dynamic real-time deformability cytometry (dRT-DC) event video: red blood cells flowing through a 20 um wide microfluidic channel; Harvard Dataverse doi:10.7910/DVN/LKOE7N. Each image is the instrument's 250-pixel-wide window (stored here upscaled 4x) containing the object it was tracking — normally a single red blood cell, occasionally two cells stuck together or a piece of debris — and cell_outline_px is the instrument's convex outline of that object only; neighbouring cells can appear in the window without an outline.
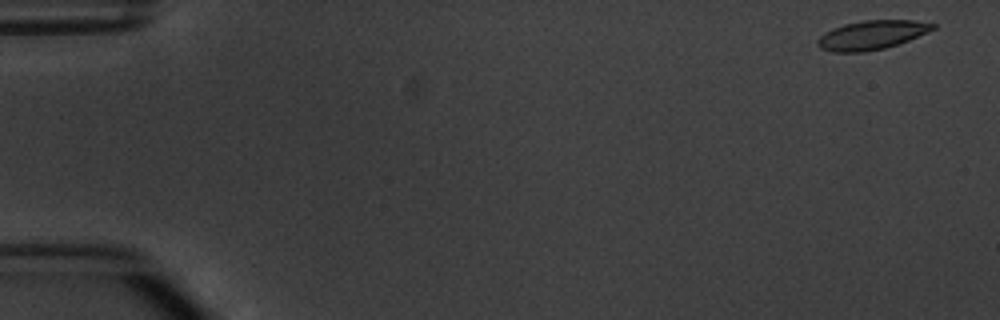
{"species": "common noctule bat (a hibernating species)", "species_latin": "Nyctalus noctula", "temperature_condition": "warm", "stored_images_in_passage": 4, "camera_frame_rate_fps": 3000, "um_per_image_px": 0.085, "animal": {"sex": "male", "body_mass_g": 20.1, "forearm_length_mm": 53.5}, "frame": {"image": 1, "passage_image": 1, "time_ms": 0.0, "image_size_px": [1000, 320], "cell_outline_px": [[936, 28], [928, 32], [908, 40], [884, 48], [864, 52], [832, 52], [820, 48], [816, 44], [816, 40], [824, 32], [832, 28], [844, 24], [864, 20], [912, 20], [936, 24]], "centroid_in_image_um": [74.06, 2.97], "position_along_channel_um": 10.9, "area_um2": 19.48}}
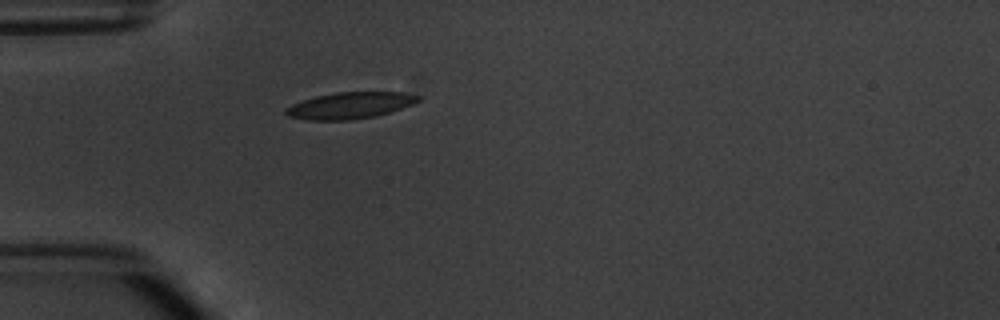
{"frame": {"image": 2, "passage_image": 4, "time_ms": 4.667, "image_size_px": [1000, 320], "cell_outline_px": [[420, 100], [412, 104], [376, 116], [352, 120], [308, 120], [288, 116], [284, 112], [284, 108], [292, 104], [316, 96], [336, 92], [400, 92], [420, 96]], "centroid_in_image_um": [29.71, 8.97], "position_along_channel_um": 55.3, "area_um2": 20.29}}